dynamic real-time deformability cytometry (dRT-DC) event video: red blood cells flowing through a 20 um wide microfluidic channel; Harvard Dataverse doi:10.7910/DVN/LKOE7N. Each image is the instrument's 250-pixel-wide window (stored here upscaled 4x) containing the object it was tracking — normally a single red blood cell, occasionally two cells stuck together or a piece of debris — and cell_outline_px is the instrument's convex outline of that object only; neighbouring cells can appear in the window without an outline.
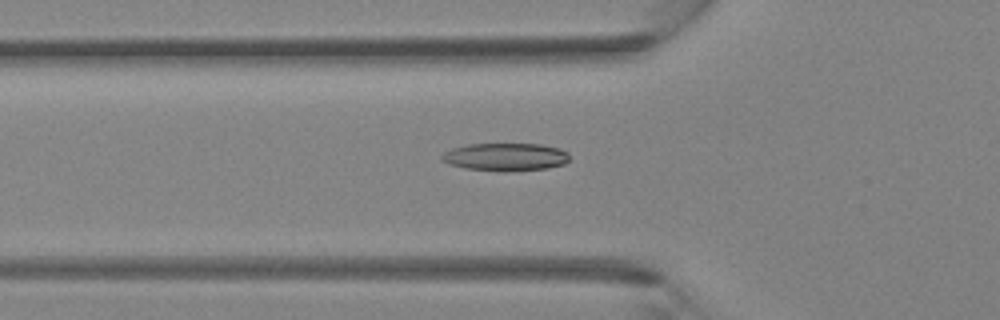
{"species": "Egyptian fruit bat (a non-hibernating species)", "species_latin": "Rousettus aegyptiacus", "temperature_condition": "room temperature", "stored_images_in_passage": 4, "camera_frame_rate_fps": 3000, "um_per_image_px": 0.085, "animal": {"sex": "female"}, "frame": {"image": 1, "passage_image": 4, "time_ms": 1.0, "image_size_px": [1000, 320], "cell_outline_px": [[568, 160], [564, 164], [548, 168], [504, 172], [464, 168], [448, 164], [440, 160], [440, 156], [444, 152], [452, 148], [468, 144], [540, 144], [560, 148], [568, 152]], "centroid_in_image_um": [42.94, 13.34], "position_along_channel_um": 82.9, "area_um2": 20.92}}